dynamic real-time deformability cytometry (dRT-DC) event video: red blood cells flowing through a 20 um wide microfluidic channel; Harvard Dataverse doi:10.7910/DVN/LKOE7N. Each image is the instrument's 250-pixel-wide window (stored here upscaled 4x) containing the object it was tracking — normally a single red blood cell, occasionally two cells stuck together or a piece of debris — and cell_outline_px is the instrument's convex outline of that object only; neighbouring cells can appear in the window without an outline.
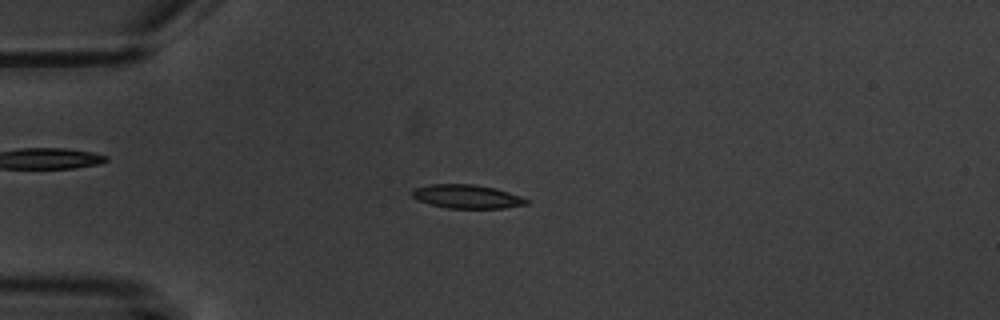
{"species": "common noctule bat (a hibernating species)", "species_latin": "Nyctalus noctula", "temperature_condition": "warm", "stored_images_in_passage": 7, "camera_frame_rate_fps": 3000, "um_per_image_px": 0.085, "animal": {"sex": "male", "body_mass_g": 20.1, "forearm_length_mm": 53.5}, "frame": {"image": 1, "passage_image": 4, "time_ms": 3.667, "image_size_px": [1000, 320], "cell_outline_px": [[528, 204], [504, 208], [448, 208], [416, 200], [412, 196], [412, 188], [428, 184], [472, 184], [496, 188], [520, 196], [528, 200]], "centroid_in_image_um": [39.66, 16.69], "position_along_channel_um": 45.3, "area_um2": 15.78}}